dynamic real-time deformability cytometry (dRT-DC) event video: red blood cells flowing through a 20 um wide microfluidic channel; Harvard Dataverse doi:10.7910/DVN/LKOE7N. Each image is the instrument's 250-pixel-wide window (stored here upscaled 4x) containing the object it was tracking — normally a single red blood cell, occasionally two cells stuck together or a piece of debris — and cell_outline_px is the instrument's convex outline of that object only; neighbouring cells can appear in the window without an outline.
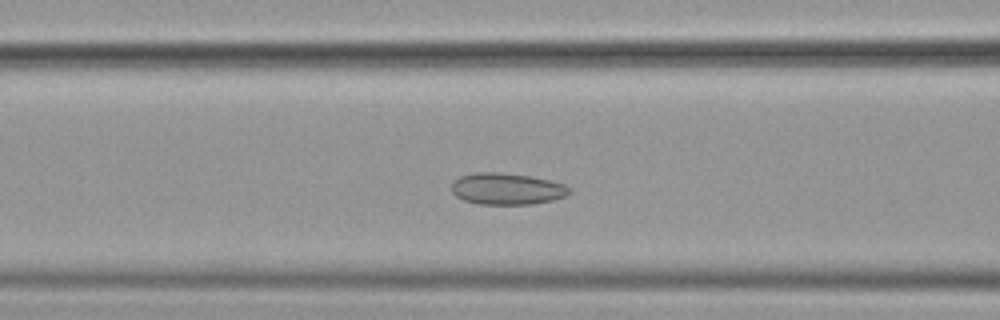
{"species": "common noctule bat (a hibernating species)", "species_latin": "Nyctalus noctula", "temperature_condition": "cold", "stored_images_in_passage": 51, "camera_frame_rate_fps": 3000, "um_per_image_px": 0.085, "animal": {"sex": "female", "body_mass_g": 19.9}, "frame": {"image": 1, "passage_image": 18, "time_ms": 5.667, "image_size_px": [1000, 320], "cell_outline_px": [[572, 192], [564, 196], [552, 200], [532, 204], [480, 204], [464, 200], [456, 196], [452, 192], [452, 184], [460, 176], [476, 172], [500, 172], [532, 176], [564, 184], [572, 188]], "centroid_in_image_um": [43.1, 16.04], "position_along_channel_um": 123.5, "area_um2": 21.68}}
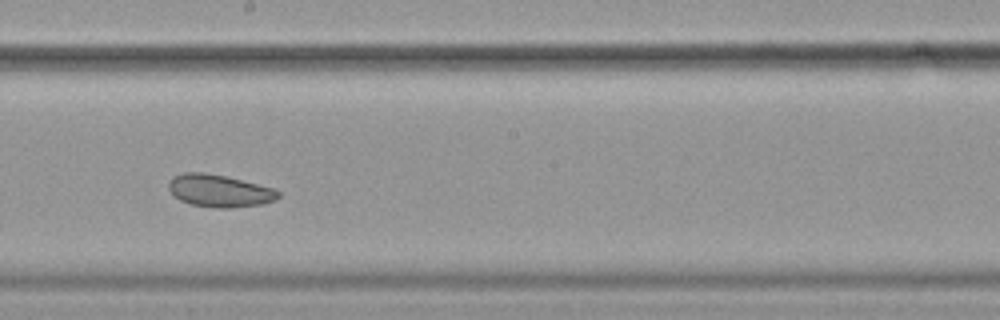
{"frame": {"image": 2, "passage_image": 27, "time_ms": 8.667, "image_size_px": [1000, 320], "cell_outline_px": [[280, 196], [276, 200], [260, 204], [228, 208], [216, 208], [192, 204], [180, 200], [168, 188], [168, 184], [172, 176], [184, 172], [204, 172], [224, 176], [272, 188], [280, 192]], "centroid_in_image_um": [18.62, 16.21], "position_along_channel_um": 229.6, "area_um2": 20.4}}
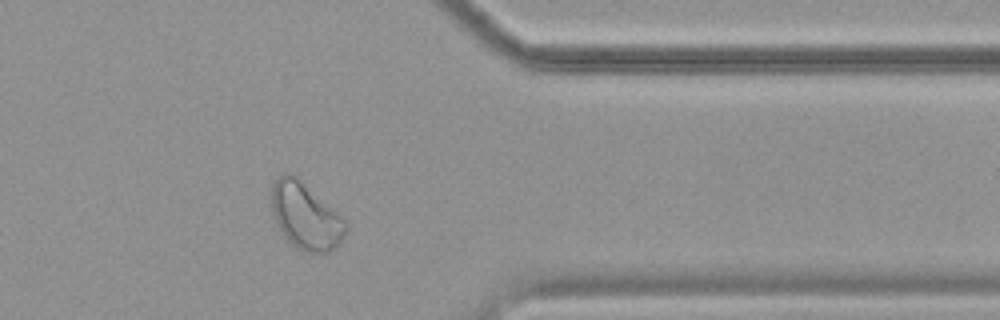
{"frame": {"image": 3, "passage_image": 41, "time_ms": 13.333, "image_size_px": [1000, 320], "cell_outline_px": [[348, 228], [344, 236], [336, 248], [332, 252], [304, 252], [296, 248], [280, 232], [276, 224], [272, 212], [268, 196], [272, 184], [284, 172], [292, 172], [336, 212], [348, 224]], "centroid_in_image_um": [25.92, 18.37], "position_along_channel_um": 385.5, "area_um2": 29.07}, "authors_computed_cell_mechanics": {"area_um2": 23.4668, "velocity_mm_per_s": 3.5471, "shape_relaxation_time_tau1_ms": null, "shape_relaxation_time_tau2_ms": 2.2272, "deformation_change_tau1": null, "deformation_change_tau2": 0.0743}}